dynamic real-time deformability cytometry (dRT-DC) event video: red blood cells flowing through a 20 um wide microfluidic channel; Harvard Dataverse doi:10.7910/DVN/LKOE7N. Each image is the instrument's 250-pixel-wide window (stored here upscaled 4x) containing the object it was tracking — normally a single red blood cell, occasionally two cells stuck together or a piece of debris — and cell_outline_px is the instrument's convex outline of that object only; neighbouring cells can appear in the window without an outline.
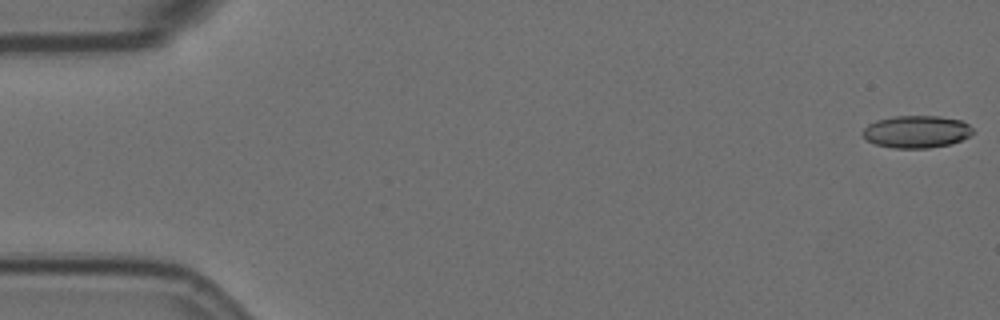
{"species": "Egyptian fruit bat (a non-hibernating species)", "species_latin": "Rousettus aegyptiacus", "temperature_condition": "room temperature", "stored_images_in_passage": 3, "camera_frame_rate_fps": 3000, "um_per_image_px": 0.085, "animal": {"sex": "female"}, "frame": {"image": 1, "passage_image": 1, "time_ms": 0.0, "image_size_px": [1000, 320], "cell_outline_px": [[976, 132], [952, 144], [928, 148], [892, 148], [876, 144], [868, 140], [860, 132], [868, 124], [876, 120], [892, 116], [940, 116], [960, 120], [968, 124]], "centroid_in_image_um": [77.9, 11.19], "position_along_channel_um": 7.1, "area_um2": 20.87}}